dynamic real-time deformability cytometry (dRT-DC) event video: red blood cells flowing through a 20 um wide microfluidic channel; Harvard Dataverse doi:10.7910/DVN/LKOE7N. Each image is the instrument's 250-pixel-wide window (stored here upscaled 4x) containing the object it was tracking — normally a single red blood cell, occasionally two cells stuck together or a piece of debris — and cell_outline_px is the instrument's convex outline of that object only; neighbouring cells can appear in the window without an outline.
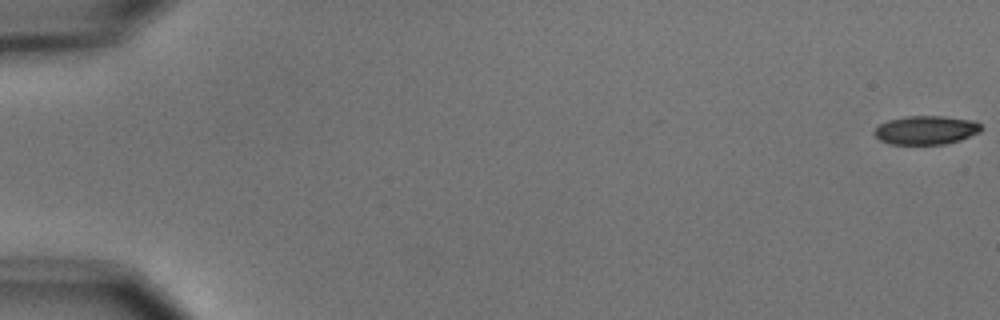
{"species": "common noctule bat (a hibernating species)", "species_latin": "Nyctalus noctula", "temperature_condition": "cold", "stored_images_in_passage": 10, "camera_frame_rate_fps": 3000, "um_per_image_px": 0.085, "animal": {"sex": "male", "body_mass_g": 15.6}, "frame": {"image": 1, "passage_image": 1, "time_ms": 0.0, "image_size_px": [1000, 320], "cell_outline_px": [[984, 128], [980, 132], [960, 140], [944, 144], [888, 144], [880, 140], [872, 132], [880, 124], [888, 120], [904, 116], [944, 116], [976, 120]], "centroid_in_image_um": [78.74, 11.05], "position_along_channel_um": 6.3, "area_um2": 18.09}}
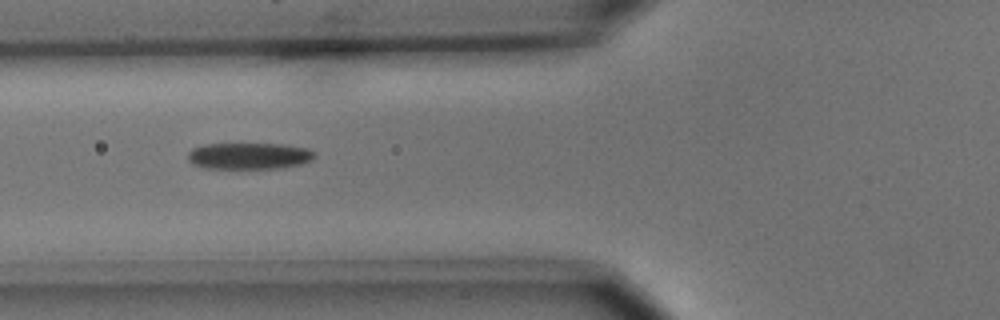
{"frame": {"image": 2, "passage_image": 7, "time_ms": 7.0, "image_size_px": [1000, 320], "cell_outline_px": [[316, 156], [312, 160], [300, 164], [284, 168], [204, 168], [192, 164], [188, 160], [188, 152], [192, 148], [204, 144], [284, 144], [308, 148], [316, 152]], "centroid_in_image_um": [21.19, 13.25], "position_along_channel_um": 104.6, "area_um2": 19.77}}
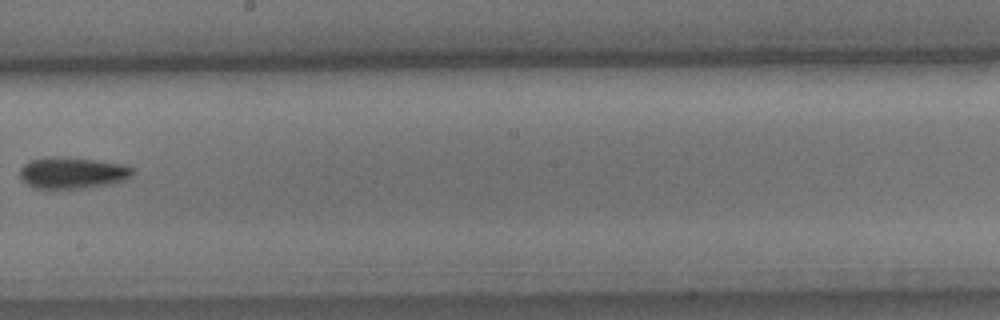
{"frame": {"image": 3, "passage_image": 10, "time_ms": 10.667, "image_size_px": [1000, 320], "cell_outline_px": [[136, 172], [128, 180], [116, 184], [88, 188], [44, 192], [32, 188], [20, 176], [20, 168], [24, 164], [40, 156], [64, 156], [124, 164], [136, 168]], "centroid_in_image_um": [6.19, 14.74], "position_along_channel_um": 242.0, "area_um2": 22.14}}